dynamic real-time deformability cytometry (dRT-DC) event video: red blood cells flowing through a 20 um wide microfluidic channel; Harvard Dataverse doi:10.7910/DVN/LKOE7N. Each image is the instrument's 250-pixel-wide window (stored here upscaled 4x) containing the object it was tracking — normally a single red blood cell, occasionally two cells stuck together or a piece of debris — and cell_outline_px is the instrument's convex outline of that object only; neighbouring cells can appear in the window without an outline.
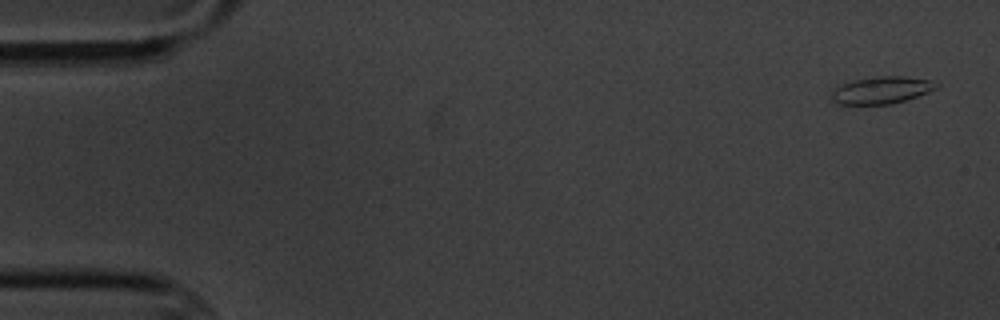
{"species": "common noctule bat (a hibernating species)", "species_latin": "Nyctalus noctula", "temperature_condition": "cold", "stored_images_in_passage": 4, "camera_frame_rate_fps": 3000, "um_per_image_px": 0.085, "animal": {"sex": "male", "body_mass_g": 20.1, "forearm_length_mm": 53.5}, "frame": {"image": 1, "passage_image": 1, "time_ms": 0.0, "image_size_px": [1000, 320], "cell_outline_px": [[940, 84], [936, 88], [928, 92], [892, 104], [836, 104], [832, 100], [832, 92], [836, 88], [844, 84], [856, 80], [876, 76], [900, 76], [928, 80]], "centroid_in_image_um": [74.93, 7.67], "position_along_channel_um": 10.1, "area_um2": 16.18}}